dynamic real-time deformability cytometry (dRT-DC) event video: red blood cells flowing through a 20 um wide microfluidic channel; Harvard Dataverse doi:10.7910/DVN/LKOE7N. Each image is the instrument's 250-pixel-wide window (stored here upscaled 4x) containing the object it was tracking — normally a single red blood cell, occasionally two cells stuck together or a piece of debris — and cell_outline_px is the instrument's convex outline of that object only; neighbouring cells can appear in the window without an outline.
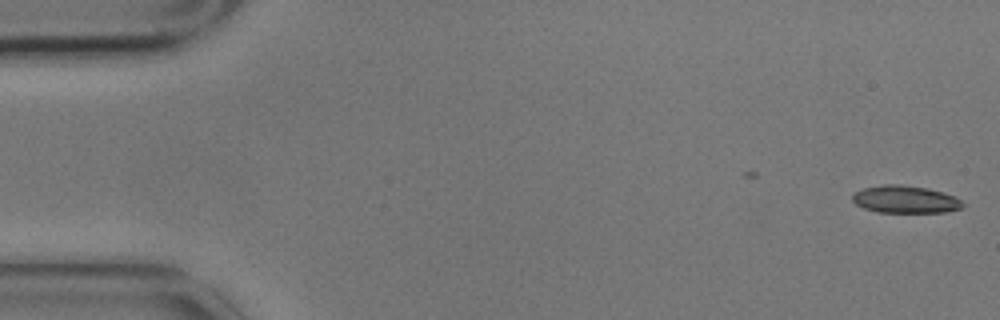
{"species": "common noctule bat (a hibernating species)", "species_latin": "Nyctalus noctula", "temperature_condition": "cold", "stored_images_in_passage": 6, "camera_frame_rate_fps": 3000, "um_per_image_px": 0.085, "animal": {"sex": "male", "body_mass_g": 17.9}, "frame": {"image": 1, "passage_image": 1, "time_ms": 0.0, "image_size_px": [1000, 320], "cell_outline_px": [[964, 204], [960, 208], [944, 212], [876, 212], [864, 208], [856, 204], [852, 200], [852, 196], [856, 192], [864, 188], [884, 184], [900, 184], [928, 188], [944, 192], [956, 196]], "centroid_in_image_um": [76.95, 16.94], "position_along_channel_um": 8.0, "area_um2": 17.63}}
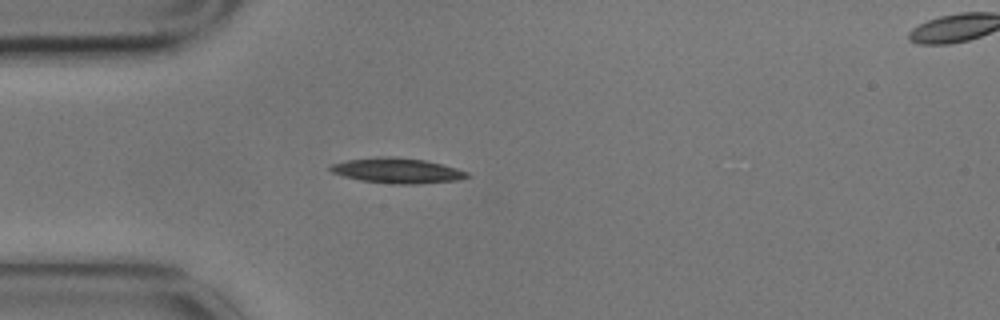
{"frame": {"image": 2, "passage_image": 5, "time_ms": 1.333, "image_size_px": [1000, 320], "cell_outline_px": [[472, 176], [460, 180], [416, 184], [392, 184], [360, 180], [344, 176], [332, 172], [328, 168], [332, 164], [348, 160], [376, 156], [396, 156], [424, 160], [456, 168], [468, 172]], "centroid_in_image_um": [33.79, 14.5], "position_along_channel_um": 51.2, "area_um2": 20.17}}